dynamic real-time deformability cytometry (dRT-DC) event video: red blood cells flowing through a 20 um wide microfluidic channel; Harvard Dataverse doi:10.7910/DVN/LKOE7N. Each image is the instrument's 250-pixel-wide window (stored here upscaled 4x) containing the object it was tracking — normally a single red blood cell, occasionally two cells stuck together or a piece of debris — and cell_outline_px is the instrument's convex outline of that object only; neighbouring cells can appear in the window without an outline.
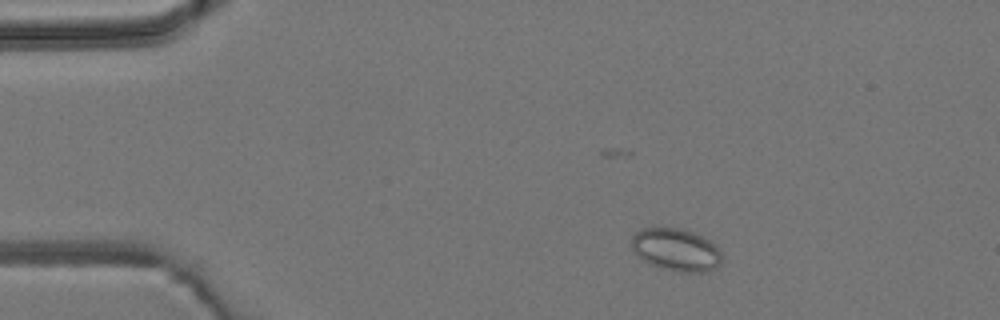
{"species": "common noctule bat (a hibernating species)", "species_latin": "Nyctalus noctula", "temperature_condition": "room temperature", "stored_images_in_passage": 4, "camera_frame_rate_fps": 3000, "um_per_image_px": 0.085, "animal": {"sex": "male", "body_mass_g": 19.2, "forearm_length_mm": 51.8}, "frame": {"image": 1, "passage_image": 1, "time_ms": 0.0, "image_size_px": [1000, 320], "cell_outline_px": [[720, 264], [716, 268], [704, 272], [672, 272], [660, 268], [636, 256], [632, 248], [632, 236], [640, 228], [684, 228], [712, 240], [720, 252]], "centroid_in_image_um": [57.46, 21.23], "position_along_channel_um": 27.5, "area_um2": 22.66}}